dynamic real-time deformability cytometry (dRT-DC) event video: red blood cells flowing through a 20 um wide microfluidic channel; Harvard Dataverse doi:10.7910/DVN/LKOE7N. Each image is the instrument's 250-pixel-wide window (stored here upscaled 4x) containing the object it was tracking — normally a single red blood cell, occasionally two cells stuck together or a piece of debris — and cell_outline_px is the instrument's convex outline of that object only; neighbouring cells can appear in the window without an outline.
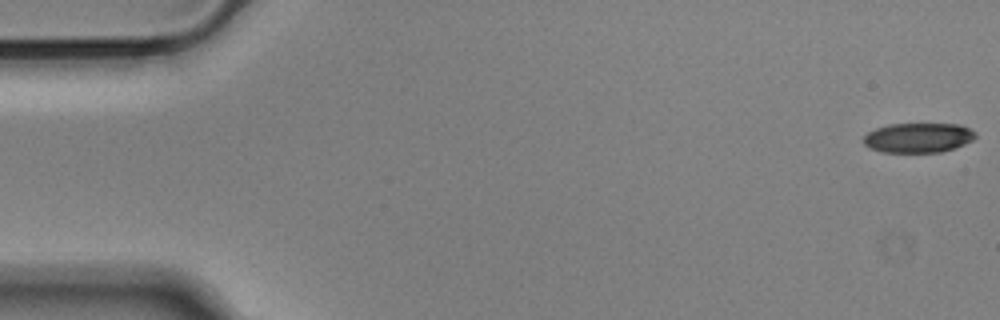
{"species": "Egyptian fruit bat (a non-hibernating species)", "species_latin": "Rousettus aegyptiacus", "temperature_condition": "cold", "stored_images_in_passage": 56, "camera_frame_rate_fps": 3000, "um_per_image_px": 0.085, "animal": {"sex": "male"}, "frame": {"image": 1, "passage_image": 1, "time_ms": 0.0, "image_size_px": [1000, 320], "cell_outline_px": [[976, 136], [972, 140], [956, 148], [940, 152], [880, 152], [868, 148], [864, 144], [864, 136], [868, 132], [876, 128], [888, 124], [960, 124], [976, 132]], "centroid_in_image_um": [78.04, 11.71], "position_along_channel_um": 7.0, "area_um2": 19.48}}
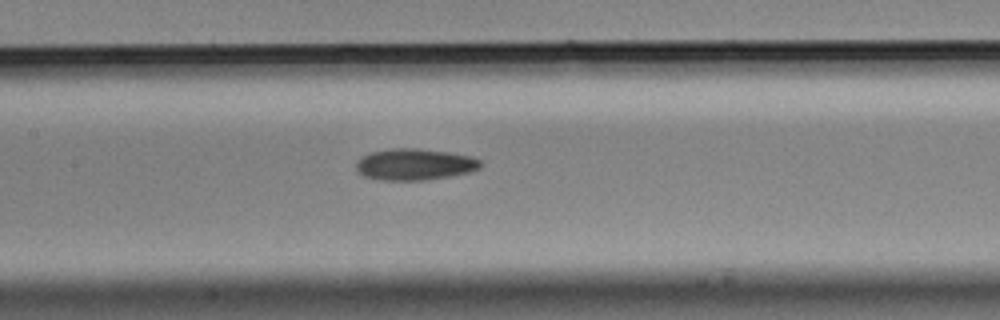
{"frame": {"image": 2, "passage_image": 26, "time_ms": 8.333, "image_size_px": [1000, 320], "cell_outline_px": [[480, 168], [468, 172], [448, 176], [420, 180], [384, 180], [364, 176], [356, 168], [356, 160], [372, 152], [392, 148], [416, 148], [448, 152], [472, 156], [480, 160]], "centroid_in_image_um": [35.24, 13.96], "position_along_channel_um": 172.2, "area_um2": 22.48}}
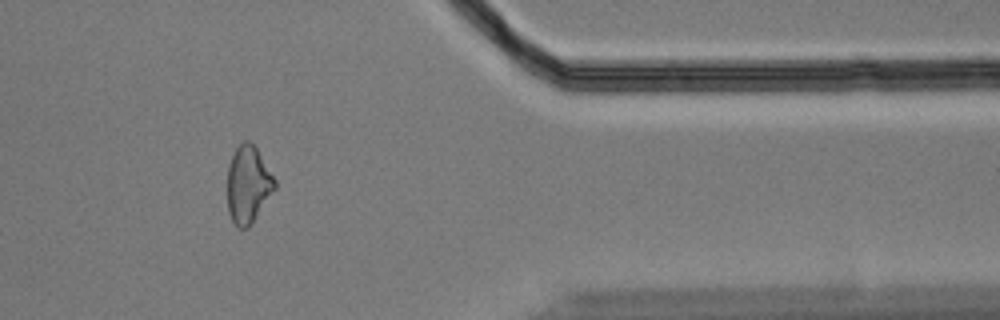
{"frame": {"image": 3, "passage_image": 46, "time_ms": 15.0, "image_size_px": [1000, 320], "cell_outline_px": [[276, 188], [252, 224], [248, 228], [236, 228], [228, 212], [228, 164], [236, 148], [244, 140], [248, 140], [256, 148], [276, 180]], "centroid_in_image_um": [21.09, 15.72], "position_along_channel_um": 390.3, "area_um2": 21.33}, "authors_computed_cell_mechanics": {"area_um2": 21.7328, "velocity_mm_per_s": 3.6078, "shape_relaxation_time_tau1_ms": null, "shape_relaxation_time_tau2_ms": 8.4223, "deformation_change_tau1": null, "deformation_change_tau2": 0.1885}}